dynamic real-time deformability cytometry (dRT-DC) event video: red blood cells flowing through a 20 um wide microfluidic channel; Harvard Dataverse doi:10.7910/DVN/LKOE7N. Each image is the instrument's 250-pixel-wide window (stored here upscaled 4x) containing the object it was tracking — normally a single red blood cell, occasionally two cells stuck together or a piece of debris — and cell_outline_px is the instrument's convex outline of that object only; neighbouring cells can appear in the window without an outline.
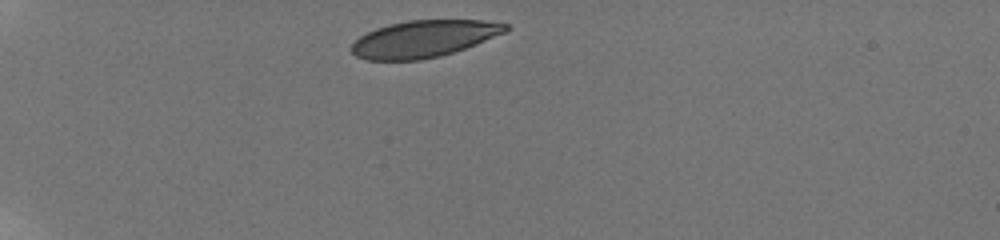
{"species": "human", "species_latin": "Homo sapiens", "temperature_condition": "room temperature", "stored_images_in_passage": 4, "camera_frame_rate_fps": 3000, "um_per_image_px": 0.085, "donor": {"sex": "male"}, "frame": {"image": 1, "passage_image": 1, "time_ms": 0.0, "image_size_px": [1000, 240], "cell_outline_px": [[512, 28], [504, 32], [476, 44], [440, 56], [420, 60], [368, 60], [356, 56], [348, 48], [360, 36], [376, 28], [388, 24], [408, 20], [480, 20], [508, 24]], "centroid_in_image_um": [35.99, 3.3], "position_along_channel_um": 49.0, "area_um2": 33.0}}